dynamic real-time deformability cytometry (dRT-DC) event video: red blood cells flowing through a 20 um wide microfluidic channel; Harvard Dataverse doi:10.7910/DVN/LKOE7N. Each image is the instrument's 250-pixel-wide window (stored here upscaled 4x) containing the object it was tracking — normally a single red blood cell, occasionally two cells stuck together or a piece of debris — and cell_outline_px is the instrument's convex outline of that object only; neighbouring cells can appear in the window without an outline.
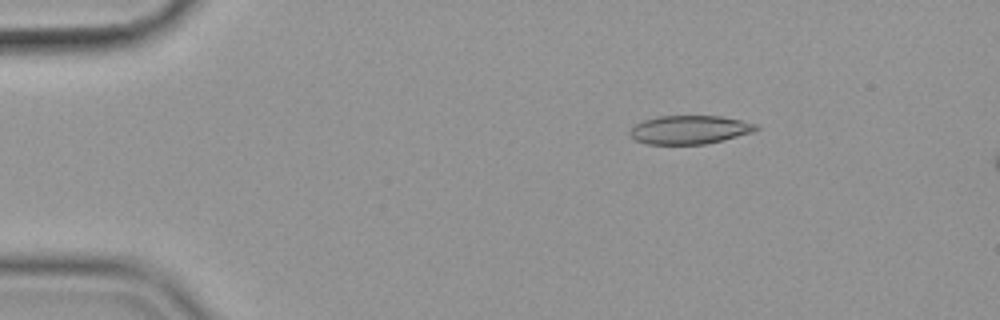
{"species": "common noctule bat (a hibernating species)", "species_latin": "Nyctalus noctula", "temperature_condition": "cold", "stored_images_in_passage": 56, "camera_frame_rate_fps": 3000, "um_per_image_px": 0.085, "animal": {"sex": "female", "body_mass_g": 19.9}, "frame": {"image": 1, "passage_image": 9, "time_ms": 2.667, "image_size_px": [1000, 320], "cell_outline_px": [[760, 128], [752, 132], [724, 140], [704, 144], [648, 144], [636, 140], [628, 132], [636, 124], [644, 120], [656, 116], [720, 116], [760, 124]], "centroid_in_image_um": [58.65, 11.02], "position_along_channel_um": 26.4, "area_um2": 20.98}}
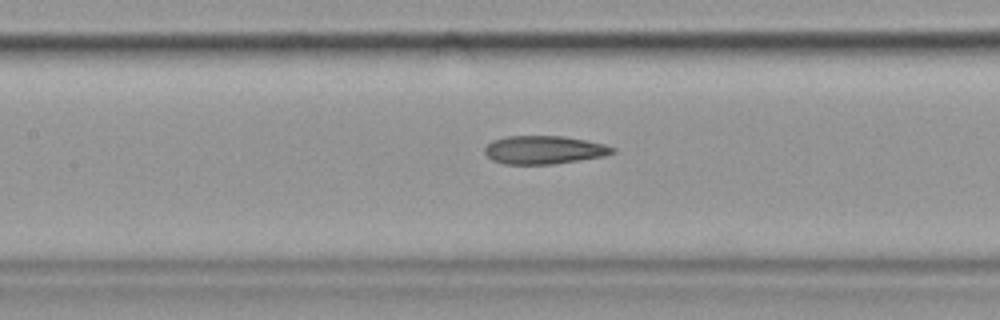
{"frame": {"image": 2, "passage_image": 26, "time_ms": 8.333, "image_size_px": [1000, 320], "cell_outline_px": [[616, 152], [604, 156], [552, 164], [504, 164], [492, 160], [484, 152], [484, 148], [492, 140], [508, 136], [564, 136], [604, 144], [616, 148]], "centroid_in_image_um": [46.23, 12.74], "position_along_channel_um": 161.2, "area_um2": 20.98}}
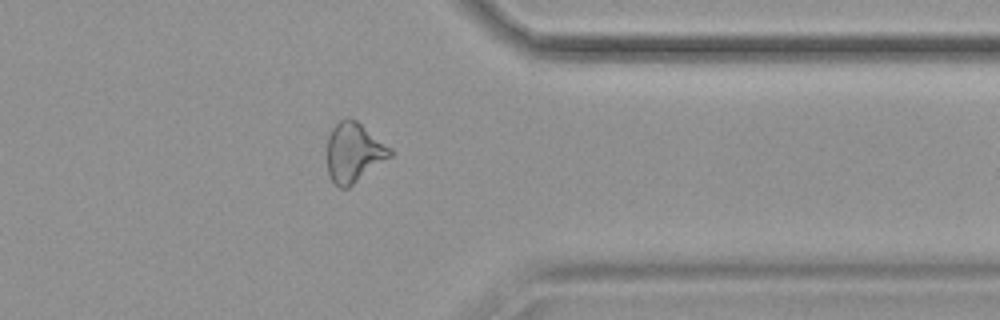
{"frame": {"image": 3, "passage_image": 45, "time_ms": 14.667, "image_size_px": [1000, 320], "cell_outline_px": [[392, 156], [348, 188], [340, 188], [328, 176], [328, 136], [332, 128], [340, 120], [348, 116], [356, 120], [392, 148]], "centroid_in_image_um": [30.08, 12.95], "position_along_channel_um": 381.3, "area_um2": 21.85}, "authors_computed_cell_mechanics": {"area_um2": 21.7906, "velocity_mm_per_s": 3.5964, "shape_relaxation_time_tau1_ms": null, "shape_relaxation_time_tau2_ms": 2.9092, "deformation_change_tau1": null, "deformation_change_tau2": 0.1254}}